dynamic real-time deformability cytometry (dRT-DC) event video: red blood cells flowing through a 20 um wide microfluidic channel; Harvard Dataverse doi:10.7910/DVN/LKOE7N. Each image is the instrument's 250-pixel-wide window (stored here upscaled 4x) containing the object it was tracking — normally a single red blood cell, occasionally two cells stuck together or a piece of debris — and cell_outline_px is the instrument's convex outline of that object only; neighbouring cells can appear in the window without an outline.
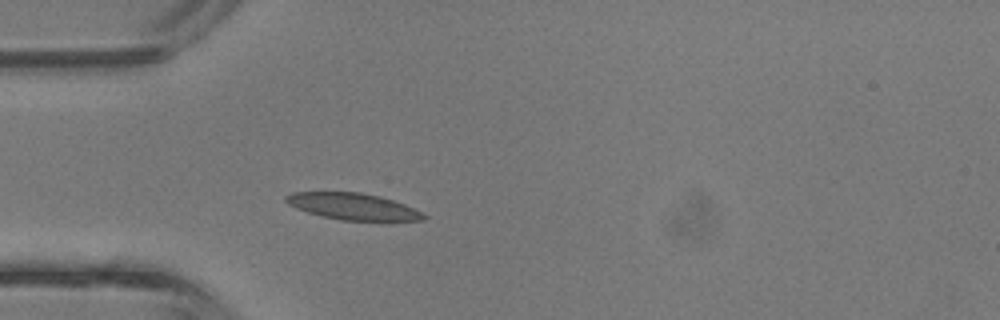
{"species": "common noctule bat (a hibernating species)", "species_latin": "Nyctalus noctula", "temperature_condition": "room temperature", "stored_images_in_passage": 4, "camera_frame_rate_fps": 3000, "um_per_image_px": 0.085, "animal": {"sex": "male", "body_mass_g": 13.3}, "frame": {"image": 1, "passage_image": 4, "time_ms": 1.0, "image_size_px": [1000, 320], "cell_outline_px": [[428, 216], [424, 220], [388, 224], [340, 220], [320, 216], [296, 208], [288, 204], [284, 200], [284, 196], [292, 192], [360, 192], [380, 196], [404, 204], [424, 212]], "centroid_in_image_um": [30.13, 17.61], "position_along_channel_um": 54.9, "area_um2": 22.54}}